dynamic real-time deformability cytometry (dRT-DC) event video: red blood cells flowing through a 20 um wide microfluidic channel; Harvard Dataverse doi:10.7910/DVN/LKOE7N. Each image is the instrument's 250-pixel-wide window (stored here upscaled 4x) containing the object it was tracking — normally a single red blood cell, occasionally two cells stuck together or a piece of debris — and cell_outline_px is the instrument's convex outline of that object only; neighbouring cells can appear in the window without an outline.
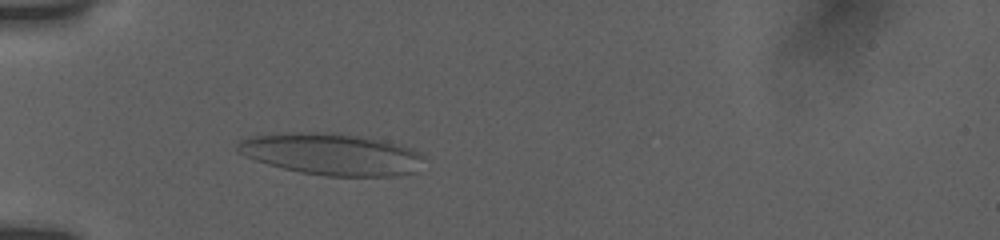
{"species": "human", "species_latin": "Homo sapiens", "temperature_condition": "room temperature", "stored_images_in_passage": 9, "camera_frame_rate_fps": 3000, "um_per_image_px": 0.085, "donor": {"sex": "female"}, "frame": {"image": 1, "passage_image": 3, "time_ms": 1.667, "image_size_px": [1000, 240], "cell_outline_px": [[424, 156], [420, 172], [392, 176], [328, 176], [300, 172], [268, 164], [256, 160], [240, 152], [236, 148], [236, 144], [240, 140], [252, 136], [268, 132], [336, 132], [380, 140], [412, 148], [420, 152]], "centroid_in_image_um": [28.2, 13.09], "position_along_channel_um": 56.8, "area_um2": 45.72}}
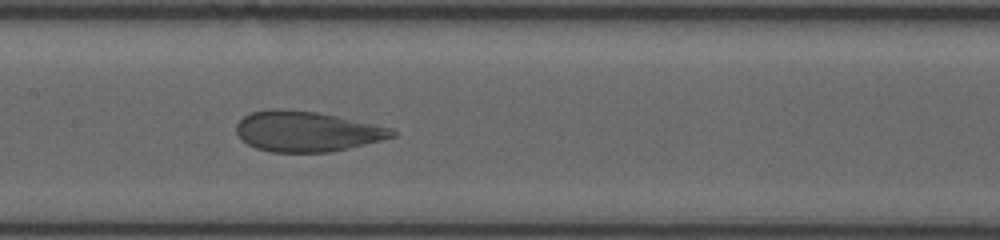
{"frame": {"image": 2, "passage_image": 8, "time_ms": 5.333, "image_size_px": [1000, 240], "cell_outline_px": [[396, 136], [332, 152], [272, 152], [256, 148], [248, 144], [236, 132], [236, 124], [244, 116], [252, 112], [268, 108], [280, 108], [316, 112], [336, 116], [392, 128], [396, 132]], "centroid_in_image_um": [26.05, 11.16], "position_along_channel_um": 181.4, "area_um2": 36.41}}
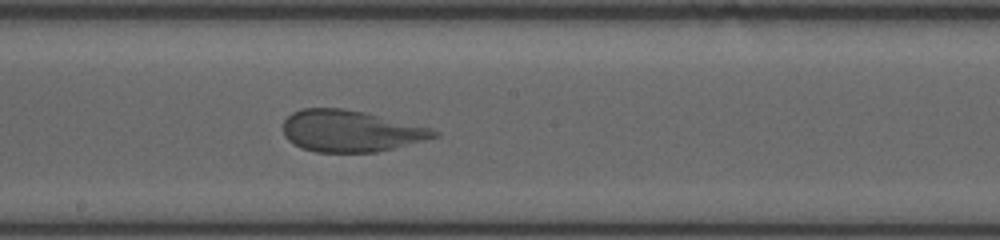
{"frame": {"image": 3, "passage_image": 9, "time_ms": 6.333, "image_size_px": [1000, 240], "cell_outline_px": [[440, 136], [376, 152], [316, 152], [300, 148], [292, 144], [284, 136], [284, 120], [292, 112], [300, 108], [344, 108], [364, 112], [432, 128], [440, 132]], "centroid_in_image_um": [29.77, 11.13], "position_along_channel_um": 218.4, "area_um2": 36.59}}